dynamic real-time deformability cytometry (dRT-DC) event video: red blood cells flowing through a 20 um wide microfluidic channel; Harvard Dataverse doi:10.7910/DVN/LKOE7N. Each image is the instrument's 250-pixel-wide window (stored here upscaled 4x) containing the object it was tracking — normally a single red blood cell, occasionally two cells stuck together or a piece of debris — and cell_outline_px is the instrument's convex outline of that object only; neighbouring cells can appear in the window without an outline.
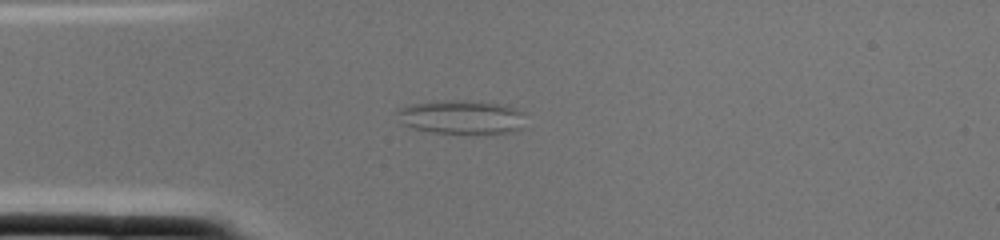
{"species": "common noctule bat (a hibernating species)", "species_latin": "Nyctalus noctula", "temperature_condition": "cold", "stored_images_in_passage": 1, "camera_frame_rate_fps": 3000, "um_per_image_px": 0.085, "animal": {"sex": "female", "body_mass_g": 22.0, "forearm_length_mm": 56.7}, "frame": {"image": 1, "passage_image": 1, "time_ms": 0.0, "image_size_px": [1000, 240], "cell_outline_px": [[524, 112], [520, 128], [512, 132], [432, 132], [412, 128], [404, 124], [396, 112], [396, 108], [412, 104], [436, 100], [464, 100], [500, 104]], "centroid_in_image_um": [39.15, 9.92], "position_along_channel_um": 45.8, "area_um2": 24.74}}